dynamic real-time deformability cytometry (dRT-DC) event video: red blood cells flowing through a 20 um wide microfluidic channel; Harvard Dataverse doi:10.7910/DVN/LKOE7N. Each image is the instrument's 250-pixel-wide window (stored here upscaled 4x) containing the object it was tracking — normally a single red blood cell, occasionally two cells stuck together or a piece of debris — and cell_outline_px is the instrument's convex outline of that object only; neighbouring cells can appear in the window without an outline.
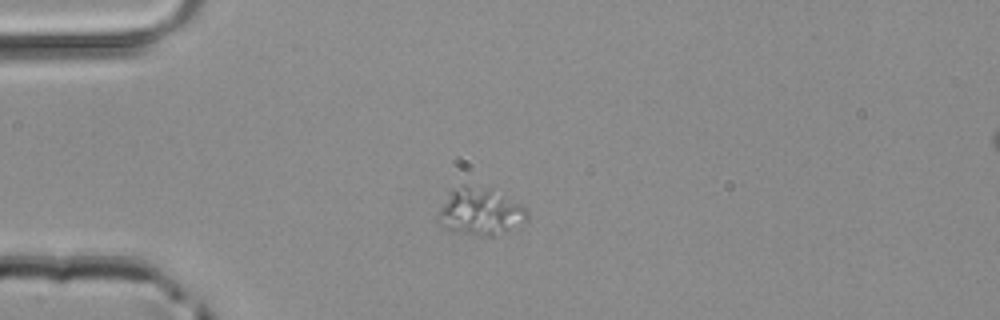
{"species": "common noctule bat (a hibernating species)", "species_latin": "Nyctalus noctula", "temperature_condition": "room temperature", "stored_images_in_passage": 32, "camera_frame_rate_fps": 3000, "um_per_image_px": 0.085, "animal": {"sex": "male", "body_mass_g": 20.4}, "frame": {"image": 1, "passage_image": 1, "time_ms": 0.0, "image_size_px": [1000, 320], "cell_outline_px": [[528, 220], [496, 236], [480, 236], [452, 232], [440, 228], [436, 220], [436, 216], [448, 188], [460, 184], [464, 184], [492, 188], [528, 208]], "centroid_in_image_um": [40.74, 17.97], "position_along_channel_um": 44.3, "area_um2": 25.66}}
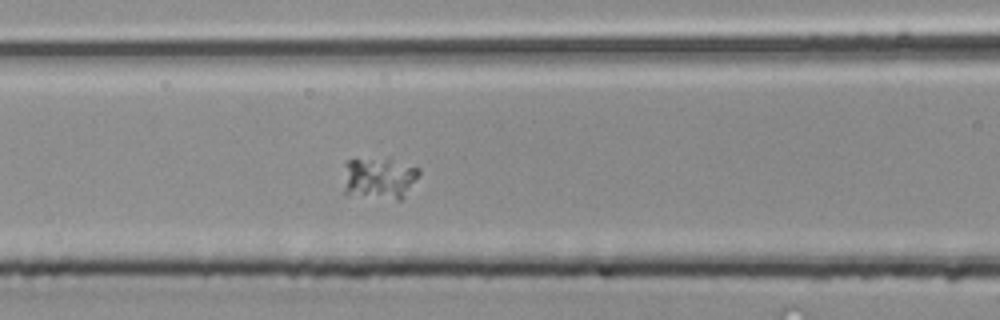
{"frame": {"image": 2, "passage_image": 9, "time_ms": 2.667, "image_size_px": [1000, 320], "cell_outline_px": [[420, 172], [404, 196], [400, 200], [396, 200], [348, 196], [344, 192], [344, 164], [348, 160], [388, 160], [420, 168]], "centroid_in_image_um": [32.17, 15.21], "position_along_channel_um": 134.4, "area_um2": 18.21}}
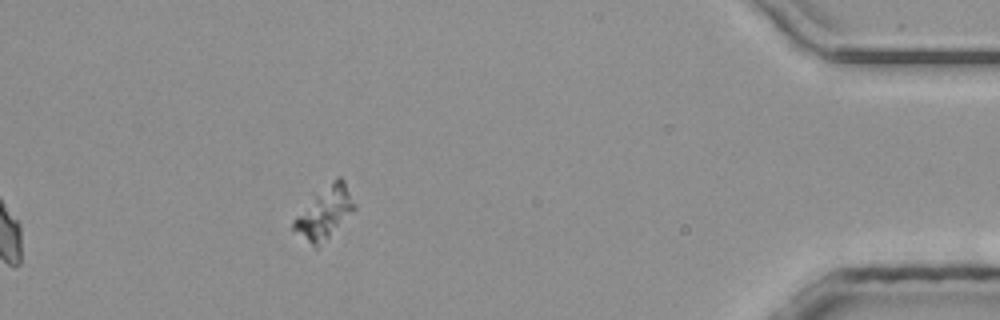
{"frame": {"image": 3, "passage_image": 32, "time_ms": 10.333, "image_size_px": [1000, 320], "cell_outline_px": [[356, 208], [316, 248], [292, 228], [292, 220], [336, 176], [340, 176], [344, 180], [356, 204]], "centroid_in_image_um": [27.62, 18.05], "position_along_channel_um": 407.6, "area_um2": 17.34}}